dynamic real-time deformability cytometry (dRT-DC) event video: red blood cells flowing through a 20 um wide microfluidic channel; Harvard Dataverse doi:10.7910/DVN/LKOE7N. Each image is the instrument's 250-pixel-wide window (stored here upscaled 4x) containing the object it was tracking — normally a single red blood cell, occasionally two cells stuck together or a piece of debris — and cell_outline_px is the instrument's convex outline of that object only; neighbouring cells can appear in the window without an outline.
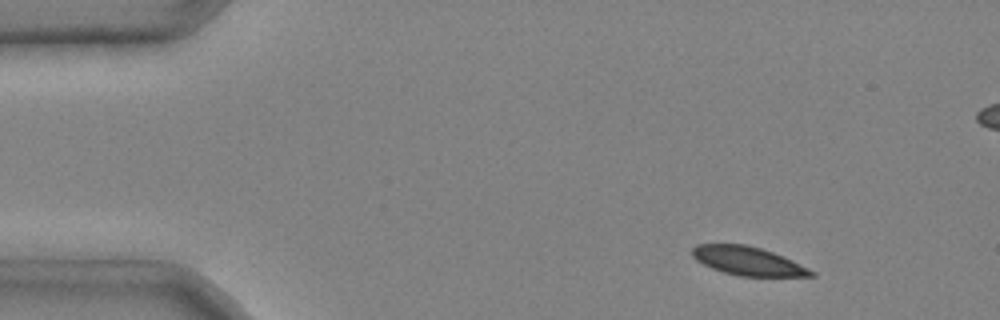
{"species": "common noctule bat (a hibernating species)", "species_latin": "Nyctalus noctula", "temperature_condition": "cold", "stored_images_in_passage": 4, "camera_frame_rate_fps": 3000, "um_per_image_px": 0.085, "animal": {"sex": "male", "body_mass_g": 20.4}, "frame": {"image": 1, "passage_image": 1, "time_ms": 0.0, "image_size_px": [1000, 320], "cell_outline_px": [[816, 276], [740, 276], [724, 272], [712, 268], [696, 260], [692, 256], [692, 248], [696, 244], [744, 244], [760, 248], [784, 256], [816, 272]], "centroid_in_image_um": [63.57, 22.18], "position_along_channel_um": 21.4, "area_um2": 19.71}}